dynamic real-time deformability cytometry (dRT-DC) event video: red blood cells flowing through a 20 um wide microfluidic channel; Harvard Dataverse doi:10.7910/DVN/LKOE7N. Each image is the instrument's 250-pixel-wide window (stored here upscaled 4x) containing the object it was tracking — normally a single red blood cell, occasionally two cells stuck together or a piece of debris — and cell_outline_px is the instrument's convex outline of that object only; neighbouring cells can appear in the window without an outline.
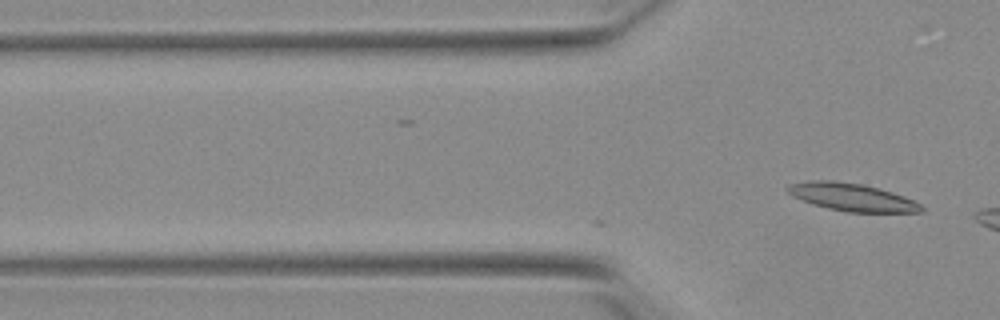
{"species": "Egyptian fruit bat (a non-hibernating species)", "species_latin": "Rousettus aegyptiacus", "temperature_condition": "warm", "stored_images_in_passage": 9, "camera_frame_rate_fps": 3000, "um_per_image_px": 0.085, "animal": {"sex": "female"}, "frame": {"image": 1, "passage_image": 9, "time_ms": 2.667, "image_size_px": [1000, 320], "cell_outline_px": [[924, 212], [848, 212], [828, 208], [812, 204], [800, 200], [792, 196], [784, 188], [788, 184], [812, 180], [832, 180], [860, 184], [880, 188], [904, 196], [920, 204], [924, 208]], "centroid_in_image_um": [72.38, 16.75], "position_along_channel_um": 53.4, "area_um2": 21.62}}